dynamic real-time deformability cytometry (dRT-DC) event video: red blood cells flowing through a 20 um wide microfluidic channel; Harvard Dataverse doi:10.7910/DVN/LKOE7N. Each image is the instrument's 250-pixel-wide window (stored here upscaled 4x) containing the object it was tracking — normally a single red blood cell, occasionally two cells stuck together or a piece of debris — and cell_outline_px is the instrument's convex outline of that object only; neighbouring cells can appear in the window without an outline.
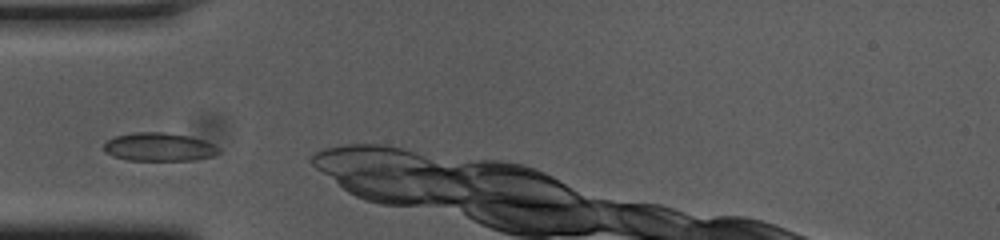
{"species": "common noctule bat (a hibernating species)", "species_latin": "Nyctalus noctula", "temperature_condition": "cold", "stored_images_in_passage": 3, "camera_frame_rate_fps": 3000, "um_per_image_px": 0.085, "animal": {"sex": "female", "body_mass_g": 23.0, "forearm_length_mm": 53.4}, "frame": {"image": 1, "passage_image": 1, "time_ms": 0.0, "image_size_px": [1000, 240], "cell_outline_px": [[220, 152], [212, 156], [192, 160], [128, 160], [112, 156], [104, 152], [104, 144], [108, 140], [116, 136], [132, 132], [164, 132], [188, 136], [204, 140], [220, 148]], "centroid_in_image_um": [13.5, 12.49], "position_along_channel_um": 71.5, "area_um2": 18.96}}